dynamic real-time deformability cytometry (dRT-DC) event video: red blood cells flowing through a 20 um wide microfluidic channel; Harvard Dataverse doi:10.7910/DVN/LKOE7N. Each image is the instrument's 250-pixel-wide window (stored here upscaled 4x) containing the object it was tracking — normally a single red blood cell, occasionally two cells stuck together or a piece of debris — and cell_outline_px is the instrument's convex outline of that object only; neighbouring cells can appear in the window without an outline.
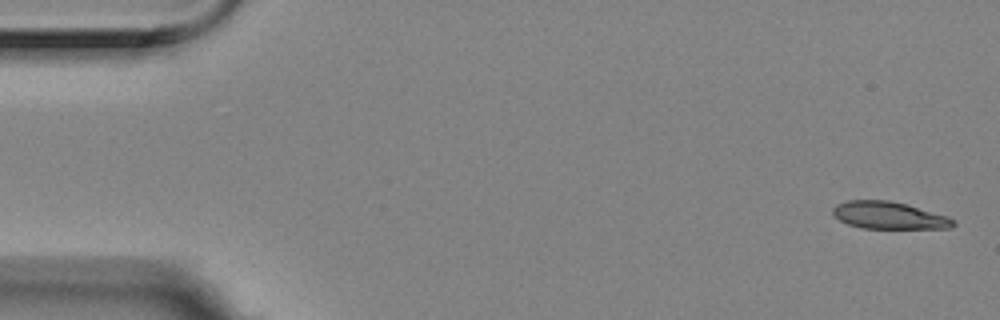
{"species": "Egyptian fruit bat (a non-hibernating species)", "species_latin": "Rousettus aegyptiacus", "temperature_condition": "room temperature", "stored_images_in_passage": 6, "camera_frame_rate_fps": 3000, "um_per_image_px": 0.085, "animal": {"sex": "female"}, "frame": {"image": 1, "passage_image": 1, "time_ms": 0.0, "image_size_px": [1000, 320], "cell_outline_px": [[956, 224], [948, 228], [864, 228], [848, 224], [840, 220], [832, 212], [832, 208], [836, 204], [848, 200], [888, 200], [908, 204], [948, 216], [956, 220]], "centroid_in_image_um": [75.58, 18.29], "position_along_channel_um": 9.4, "area_um2": 19.13}}